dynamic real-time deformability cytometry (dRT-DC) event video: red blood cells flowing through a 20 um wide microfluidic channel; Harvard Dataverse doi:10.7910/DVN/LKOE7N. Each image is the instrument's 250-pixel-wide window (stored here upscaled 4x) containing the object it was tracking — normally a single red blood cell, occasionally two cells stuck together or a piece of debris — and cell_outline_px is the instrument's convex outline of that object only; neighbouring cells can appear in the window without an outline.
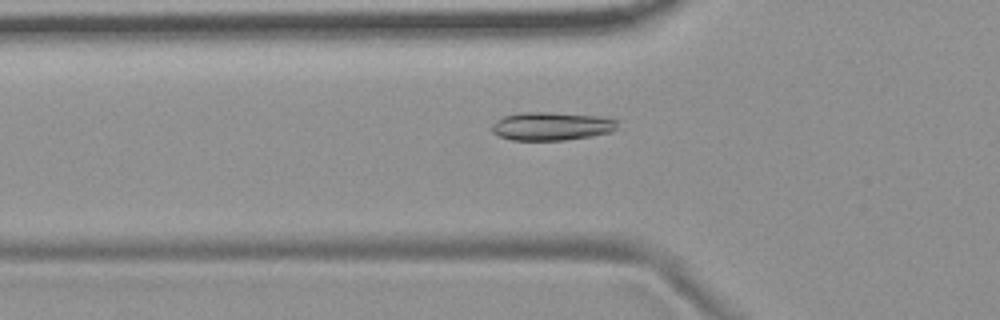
{"species": "common noctule bat (a hibernating species)", "species_latin": "Nyctalus noctula", "temperature_condition": "room temperature", "stored_images_in_passage": 39, "camera_frame_rate_fps": 3000, "um_per_image_px": 0.085, "animal": {"sex": "female", "body_mass_g": 19.9}, "frame": {"image": 1, "passage_image": 4, "time_ms": 1.0, "image_size_px": [1000, 320], "cell_outline_px": [[616, 128], [612, 132], [564, 140], [512, 140], [500, 136], [492, 132], [492, 124], [496, 120], [504, 116], [524, 112], [548, 112], [596, 116], [616, 120]], "centroid_in_image_um": [46.83, 10.73], "position_along_channel_um": 79.0, "area_um2": 20.4}}
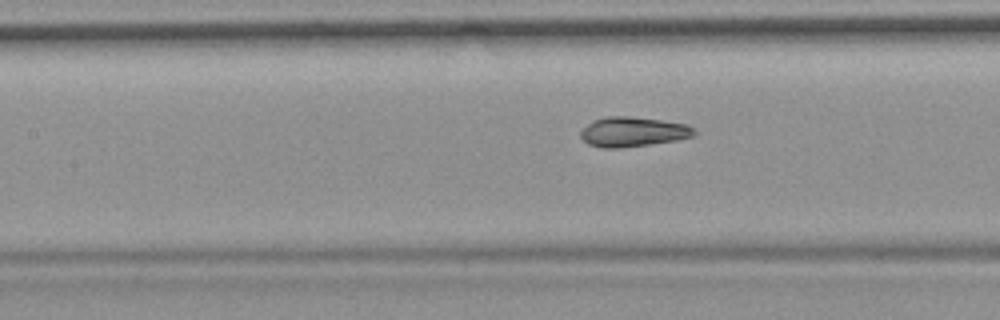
{"frame": {"image": 2, "passage_image": 10, "time_ms": 3.0, "image_size_px": [1000, 320], "cell_outline_px": [[696, 136], [676, 140], [620, 148], [600, 148], [588, 144], [580, 136], [580, 132], [592, 120], [604, 116], [632, 116], [688, 124], [696, 132]], "centroid_in_image_um": [53.79, 11.2], "position_along_channel_um": 153.6, "area_um2": 19.77}}
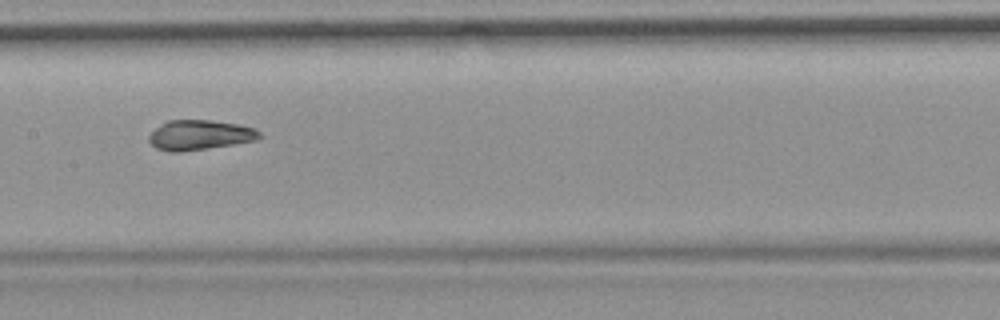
{"frame": {"image": 3, "passage_image": 13, "time_ms": 4.0, "image_size_px": [1000, 320], "cell_outline_px": [[264, 136], [256, 140], [208, 148], [180, 152], [172, 152], [156, 148], [148, 140], [148, 136], [160, 124], [168, 120], [208, 120], [236, 124], [256, 128]], "centroid_in_image_um": [16.98, 11.47], "position_along_channel_um": 190.4, "area_um2": 19.19}, "authors_computed_cell_mechanics": {"area_um2": 19.5942, "velocity_mm_per_s": 3.702, "shape_relaxation_time_tau1_ms": null, "shape_relaxation_time_tau2_ms": 0.8819, "deformation_change_tau1": null, "deformation_change_tau2": 0.0459}}